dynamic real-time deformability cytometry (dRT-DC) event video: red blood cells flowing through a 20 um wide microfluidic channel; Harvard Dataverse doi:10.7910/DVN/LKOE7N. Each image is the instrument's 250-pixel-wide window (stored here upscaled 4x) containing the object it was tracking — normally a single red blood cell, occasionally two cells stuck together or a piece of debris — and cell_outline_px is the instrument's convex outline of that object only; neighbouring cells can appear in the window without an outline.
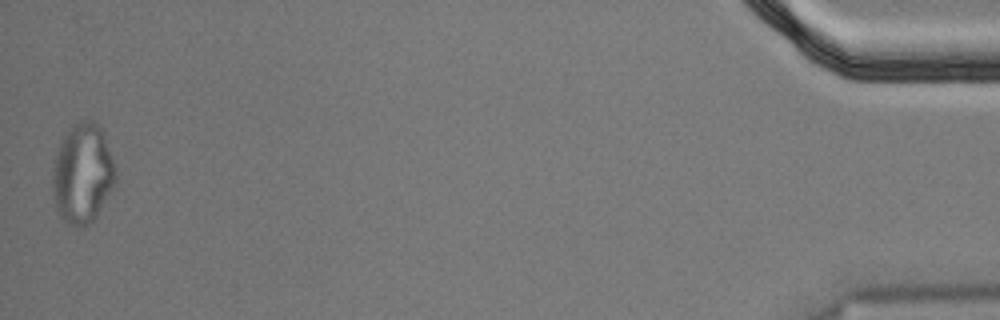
{"species": "Egyptian fruit bat (a non-hibernating species)", "species_latin": "Rousettus aegyptiacus", "temperature_condition": "cold", "stored_images_in_passage": 56, "segment_of_instrument_passage": [2, 2], "camera_frame_rate_fps": 3000, "um_per_image_px": 0.085, "animal": {"sex": "male"}, "frame": {"image": 1, "passage_image": 56, "time_ms": 18.333, "image_size_px": [1000, 320], "cell_outline_px": [[116, 184], [96, 216], [88, 224], [68, 224], [60, 216], [56, 208], [52, 188], [52, 180], [56, 156], [60, 140], [80, 120], [92, 120], [104, 132], [116, 168]], "centroid_in_image_um": [7.05, 14.74], "position_along_channel_um": 428.2, "area_um2": 36.3}}